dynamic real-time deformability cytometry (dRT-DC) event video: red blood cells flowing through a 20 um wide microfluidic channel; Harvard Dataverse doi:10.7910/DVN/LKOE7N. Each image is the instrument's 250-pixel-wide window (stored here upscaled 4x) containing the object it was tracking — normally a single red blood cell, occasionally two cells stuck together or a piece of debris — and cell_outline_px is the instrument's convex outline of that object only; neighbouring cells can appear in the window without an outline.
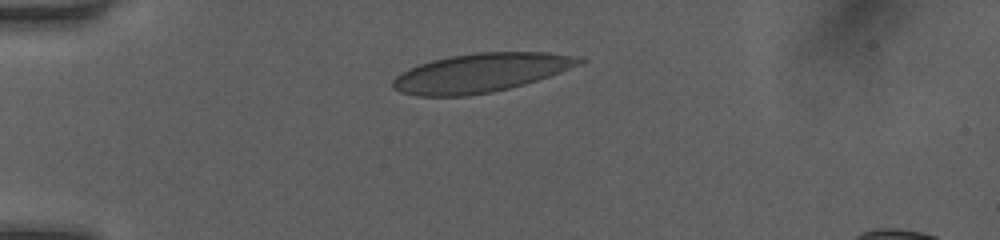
{"species": "human", "species_latin": "Homo sapiens", "temperature_condition": "room temperature", "stored_images_in_passage": 32, "camera_frame_rate_fps": 3000, "um_per_image_px": 0.085, "donor": {"sex": "female"}, "frame": {"image": 1, "passage_image": 1, "time_ms": 0.0, "image_size_px": [1000, 240], "cell_outline_px": [[588, 60], [580, 64], [560, 72], [524, 84], [492, 92], [468, 96], [416, 96], [400, 92], [392, 88], [392, 80], [396, 76], [408, 68], [432, 60], [452, 56], [476, 52], [548, 52], [584, 56]], "centroid_in_image_um": [40.89, 6.18], "position_along_channel_um": 44.1, "area_um2": 42.37}}
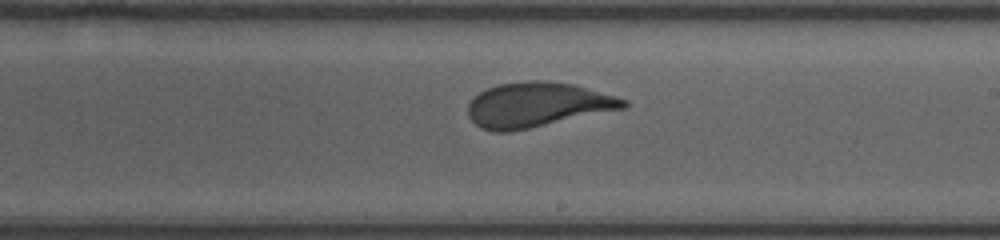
{"frame": {"image": 2, "passage_image": 18, "time_ms": 5.667, "image_size_px": [1000, 240], "cell_outline_px": [[628, 104], [624, 108], [528, 128], [508, 132], [492, 132], [480, 128], [468, 116], [468, 104], [480, 92], [488, 88], [500, 84], [528, 80], [544, 80], [572, 84], [616, 96], [628, 100]], "centroid_in_image_um": [45.64, 8.9], "position_along_channel_um": 243.4, "area_um2": 40.11}}
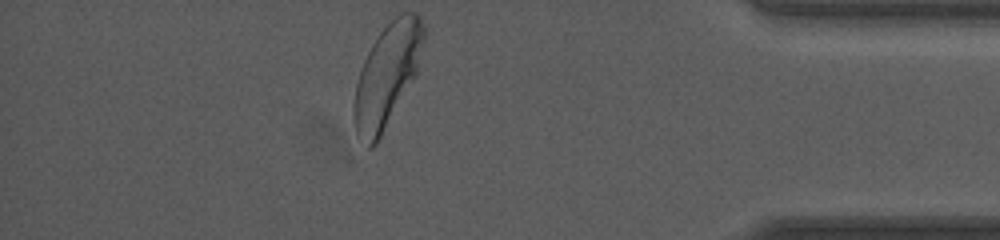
{"frame": {"image": 3, "passage_image": 32, "time_ms": 10.333, "image_size_px": [1000, 240], "cell_outline_px": [[424, 40], [416, 72], [376, 144], [372, 148], [368, 148], [356, 136], [352, 112], [352, 104], [356, 84], [360, 68], [372, 44], [380, 32], [400, 12], [416, 12], [420, 16], [424, 24]], "centroid_in_image_um": [32.85, 6.41], "position_along_channel_um": 402.3, "area_um2": 41.33}, "authors_computed_cell_mechanics": {"area_um2": 40.9802, "velocity_mm_per_s": 4.1099, "shape_relaxation_time_tau1_ms": 4.9306, "shape_relaxation_time_tau2_ms": null, "deformation_change_tau1": 0.1694, "deformation_change_tau2": null}}